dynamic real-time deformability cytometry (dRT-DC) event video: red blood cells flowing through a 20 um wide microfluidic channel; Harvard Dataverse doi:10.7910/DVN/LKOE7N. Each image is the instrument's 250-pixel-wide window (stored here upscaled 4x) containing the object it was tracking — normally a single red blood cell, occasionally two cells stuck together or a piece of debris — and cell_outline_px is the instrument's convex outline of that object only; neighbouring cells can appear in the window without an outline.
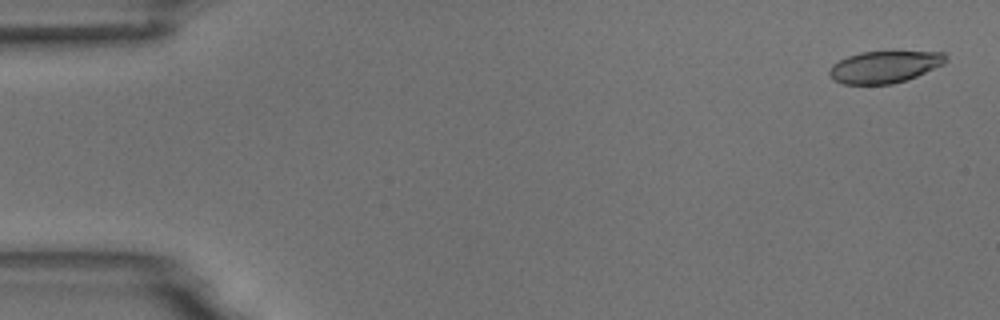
{"species": "common noctule bat (a hibernating species)", "species_latin": "Nyctalus noctula", "temperature_condition": "room temperature", "stored_images_in_passage": 3, "camera_frame_rate_fps": 3000, "um_per_image_px": 0.085, "animal": {"sex": "male", "body_mass_g": 18.8}, "frame": {"image": 1, "passage_image": 1, "time_ms": 0.0, "image_size_px": [1000, 320], "cell_outline_px": [[948, 60], [944, 64], [916, 76], [892, 84], [844, 84], [836, 80], [828, 72], [828, 68], [832, 64], [848, 56], [860, 52], [944, 52], [948, 56]], "centroid_in_image_um": [75.2, 5.68], "position_along_channel_um": 9.8, "area_um2": 21.44}}